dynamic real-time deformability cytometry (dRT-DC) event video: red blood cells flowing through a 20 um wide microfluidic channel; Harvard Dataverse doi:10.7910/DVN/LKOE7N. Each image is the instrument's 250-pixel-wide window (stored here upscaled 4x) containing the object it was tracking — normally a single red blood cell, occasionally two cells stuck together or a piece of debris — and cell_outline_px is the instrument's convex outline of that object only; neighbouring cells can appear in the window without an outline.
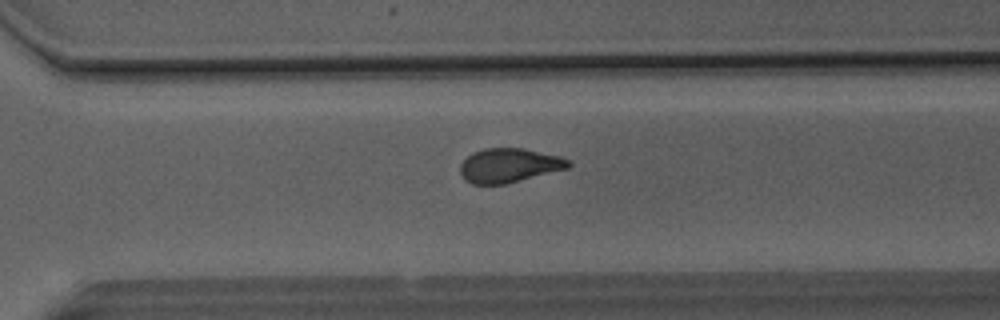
{"species": "Egyptian fruit bat (a non-hibernating species)", "species_latin": "Rousettus aegyptiacus", "temperature_condition": "room temperature", "stored_images_in_passage": 39, "camera_frame_rate_fps": 3000, "um_per_image_px": 0.085, "animal": {"sex": "male"}, "frame": {"image": 1, "passage_image": 25, "time_ms": 8.0, "image_size_px": [1000, 320], "cell_outline_px": [[572, 164], [568, 168], [504, 184], [472, 184], [464, 180], [460, 172], [460, 164], [472, 152], [484, 148], [524, 148], [560, 156], [572, 160]], "centroid_in_image_um": [43.27, 14.05], "position_along_channel_um": 327.3, "area_um2": 21.62}}
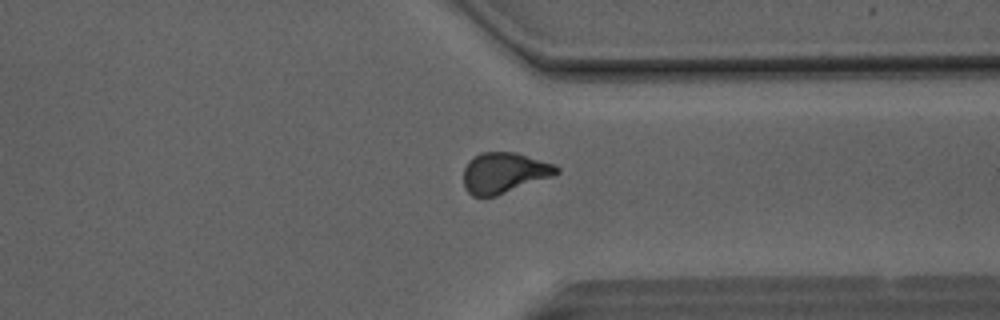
{"frame": {"image": 2, "passage_image": 28, "time_ms": 9.0, "image_size_px": [1000, 320], "cell_outline_px": [[560, 172], [552, 176], [496, 196], [472, 196], [464, 188], [464, 168], [468, 160], [472, 156], [480, 152], [516, 152], [556, 164], [560, 168]], "centroid_in_image_um": [42.85, 14.67], "position_along_channel_um": 368.6, "area_um2": 22.2}}
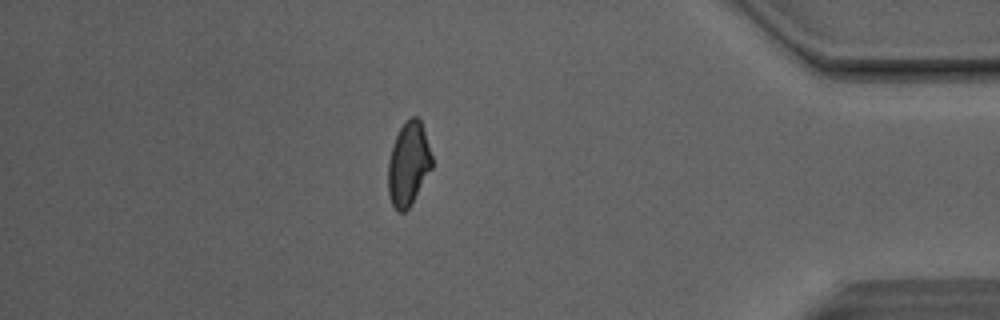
{"frame": {"image": 3, "passage_image": 33, "time_ms": 10.667, "image_size_px": [1000, 320], "cell_outline_px": [[432, 168], [408, 208], [404, 212], [396, 212], [392, 204], [388, 192], [388, 160], [392, 144], [404, 120], [412, 116], [416, 116], [420, 120], [432, 156]], "centroid_in_image_um": [34.69, 13.92], "position_along_channel_um": 400.5, "area_um2": 21.27}, "authors_computed_cell_mechanics": {"area_um2": 22.1374, "velocity_mm_per_s": 4.1651, "shape_relaxation_time_tau1_ms": 9.7372, "shape_relaxation_time_tau2_ms": 1.8134, "deformation_change_tau1": 0.1883, "deformation_change_tau2": 0.0739}}